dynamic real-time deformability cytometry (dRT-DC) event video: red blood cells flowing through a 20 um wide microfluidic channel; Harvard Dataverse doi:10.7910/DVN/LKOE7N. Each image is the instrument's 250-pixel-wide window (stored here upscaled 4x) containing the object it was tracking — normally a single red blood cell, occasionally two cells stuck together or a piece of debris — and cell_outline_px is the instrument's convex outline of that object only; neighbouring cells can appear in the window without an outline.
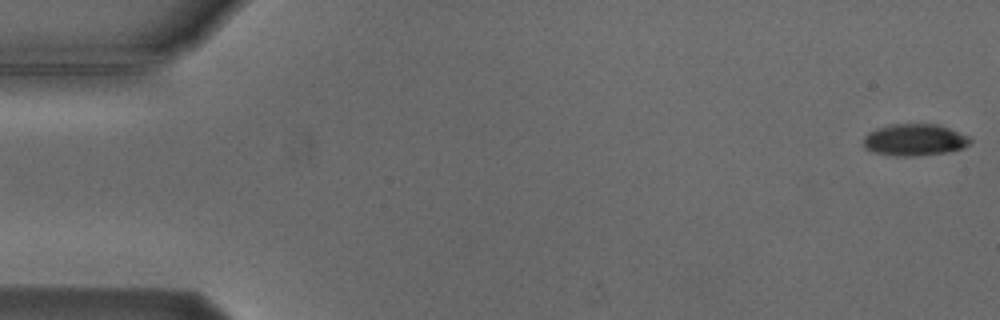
{"species": "Egyptian fruit bat (a non-hibernating species)", "species_latin": "Rousettus aegyptiacus", "temperature_condition": "cold", "stored_images_in_passage": 5, "camera_frame_rate_fps": 3000, "um_per_image_px": 0.085, "animal": {"sex": "male"}, "frame": {"image": 1, "passage_image": 1, "time_ms": 0.0, "image_size_px": [1000, 320], "cell_outline_px": [[972, 140], [964, 148], [948, 152], [920, 156], [896, 156], [872, 152], [864, 148], [864, 136], [868, 132], [876, 128], [896, 124], [936, 124], [948, 128], [968, 136]], "centroid_in_image_um": [77.72, 11.9], "position_along_channel_um": 7.3, "area_um2": 19.83}}
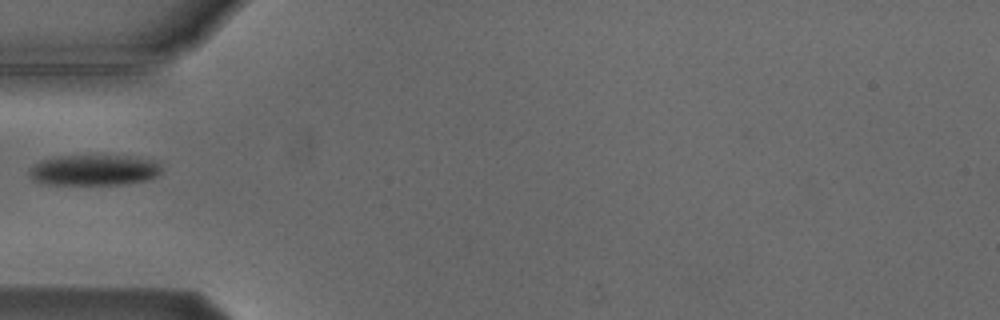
{"frame": {"image": 2, "passage_image": 5, "time_ms": 5.667, "image_size_px": [1000, 320], "cell_outline_px": [[160, 172], [156, 176], [148, 180], [120, 184], [44, 184], [32, 180], [28, 176], [28, 168], [40, 160], [56, 156], [128, 156], [152, 160], [160, 164]], "centroid_in_image_um": [7.91, 14.46], "position_along_channel_um": 77.1, "area_um2": 23.7}}